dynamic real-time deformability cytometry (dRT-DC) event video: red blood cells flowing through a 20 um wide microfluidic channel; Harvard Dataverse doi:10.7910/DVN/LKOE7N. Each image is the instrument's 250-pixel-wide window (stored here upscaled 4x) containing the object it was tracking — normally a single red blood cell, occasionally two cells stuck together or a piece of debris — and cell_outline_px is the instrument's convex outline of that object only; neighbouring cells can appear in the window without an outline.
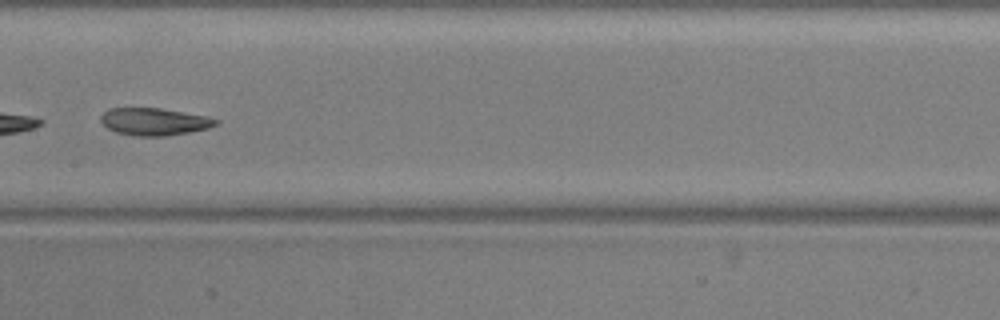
{"species": "common noctule bat (a hibernating species)", "species_latin": "Nyctalus noctula", "temperature_condition": "warm", "stored_images_in_passage": 20, "camera_frame_rate_fps": 3000, "um_per_image_px": 0.085, "animal": {"sex": "male", "body_mass_g": 20.5, "forearm_length_mm": 52.5}, "frame": {"image": 1, "passage_image": 15, "time_ms": 4.667, "image_size_px": [1000, 320], "cell_outline_px": [[220, 120], [216, 124], [208, 128], [188, 132], [164, 136], [132, 136], [116, 132], [108, 128], [100, 120], [100, 116], [108, 108], [160, 108], [204, 116]], "centroid_in_image_um": [13.06, 10.34], "position_along_channel_um": 194.3, "area_um2": 18.15}}